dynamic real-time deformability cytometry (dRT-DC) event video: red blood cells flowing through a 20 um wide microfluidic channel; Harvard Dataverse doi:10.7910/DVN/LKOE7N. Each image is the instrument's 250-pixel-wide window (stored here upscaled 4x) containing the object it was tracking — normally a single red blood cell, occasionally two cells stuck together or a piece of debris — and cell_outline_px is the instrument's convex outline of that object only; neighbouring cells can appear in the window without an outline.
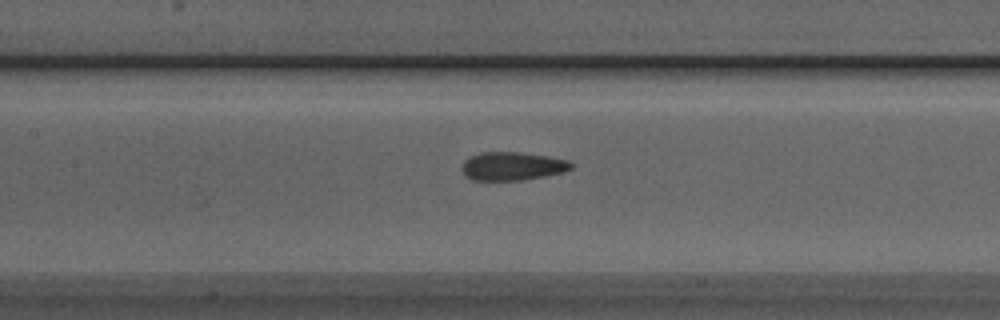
{"species": "Egyptian fruit bat (a non-hibernating species)", "species_latin": "Rousettus aegyptiacus", "temperature_condition": "room temperature", "stored_images_in_passage": 29, "camera_frame_rate_fps": 3000, "um_per_image_px": 0.085, "animal": {"sex": "male"}, "frame": {"image": 1, "passage_image": 11, "time_ms": 3.333, "image_size_px": [1000, 320], "cell_outline_px": [[572, 168], [560, 172], [544, 176], [520, 180], [472, 180], [464, 176], [460, 168], [460, 164], [468, 156], [480, 152], [520, 152], [548, 156], [568, 160], [572, 164]], "centroid_in_image_um": [43.45, 14.11], "position_along_channel_um": 164.0, "area_um2": 18.21}}
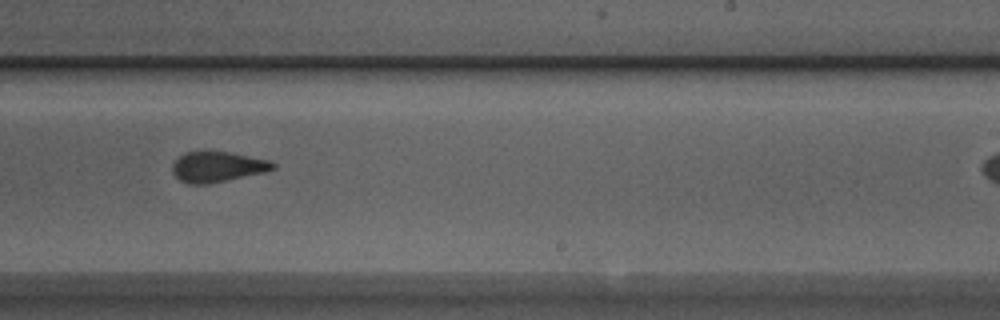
{"frame": {"image": 2, "passage_image": 19, "time_ms": 6.0, "image_size_px": [1000, 320], "cell_outline_px": [[276, 168], [264, 172], [208, 184], [188, 184], [180, 180], [172, 172], [172, 164], [184, 152], [232, 152], [272, 160], [276, 164]], "centroid_in_image_um": [18.52, 14.17], "position_along_channel_um": 270.5, "area_um2": 17.86}}
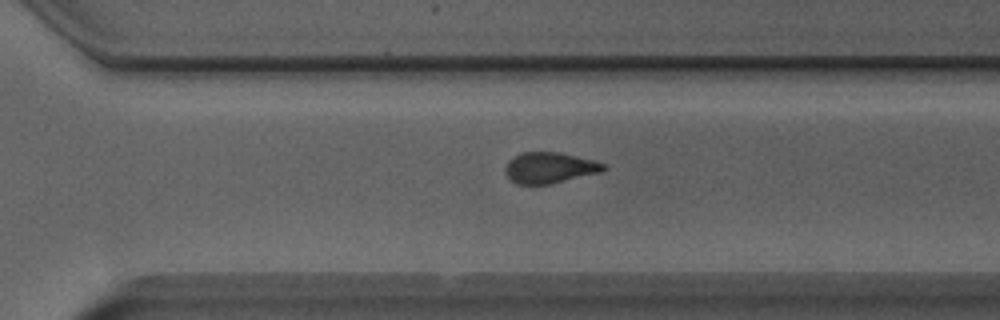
{"frame": {"image": 3, "passage_image": 23, "time_ms": 7.333, "image_size_px": [1000, 320], "cell_outline_px": [[608, 168], [600, 172], [552, 184], [516, 184], [504, 172], [504, 168], [508, 160], [520, 152], [560, 152], [596, 160], [608, 164]], "centroid_in_image_um": [46.75, 14.25], "position_along_channel_um": 323.9, "area_um2": 18.03}}